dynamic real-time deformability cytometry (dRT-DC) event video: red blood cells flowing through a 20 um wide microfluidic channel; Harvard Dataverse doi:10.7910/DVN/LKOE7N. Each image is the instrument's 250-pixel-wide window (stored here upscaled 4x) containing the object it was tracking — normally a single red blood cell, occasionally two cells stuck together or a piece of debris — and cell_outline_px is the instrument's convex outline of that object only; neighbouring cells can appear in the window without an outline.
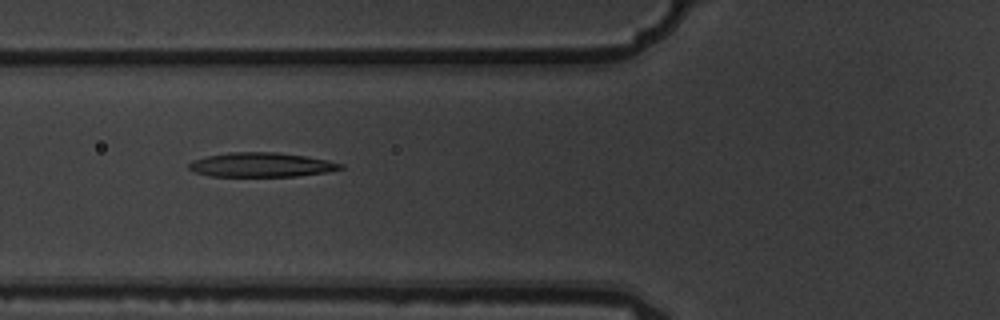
{"species": "common noctule bat (a hibernating species)", "species_latin": "Nyctalus noctula", "temperature_condition": "warm", "stored_images_in_passage": 5, "camera_frame_rate_fps": 3000, "um_per_image_px": 0.085, "animal": {"sex": "male", "body_mass_g": 19.5, "forearm_length_mm": 54.6}, "frame": {"image": 1, "passage_image": 2, "time_ms": 0.333, "image_size_px": [1000, 320], "cell_outline_px": [[344, 168], [328, 172], [296, 176], [208, 176], [196, 172], [188, 168], [188, 164], [192, 160], [208, 156], [228, 152], [276, 152], [308, 156], [328, 160], [344, 164]], "centroid_in_image_um": [22.24, 14.0], "position_along_channel_um": 103.6, "area_um2": 21.62}}
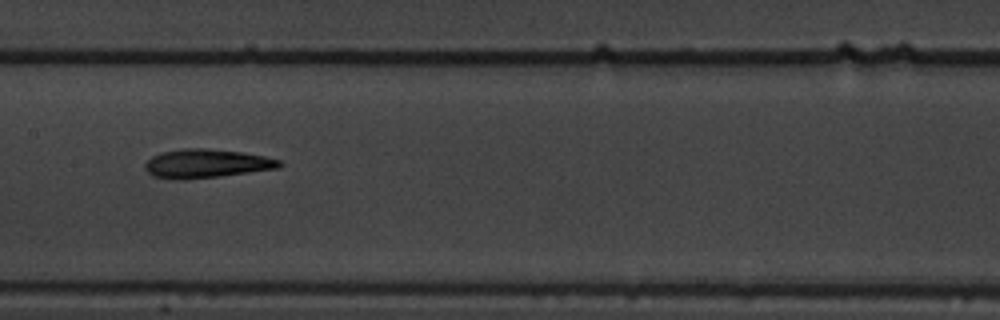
{"frame": {"image": 2, "passage_image": 4, "time_ms": 1.0, "image_size_px": [1000, 320], "cell_outline_px": [[284, 164], [280, 168], [220, 176], [184, 180], [176, 180], [152, 176], [144, 168], [144, 164], [152, 156], [160, 152], [184, 148], [208, 148], [240, 152], [264, 156], [280, 160]], "centroid_in_image_um": [17.52, 13.9], "position_along_channel_um": 189.9, "area_um2": 22.72}}
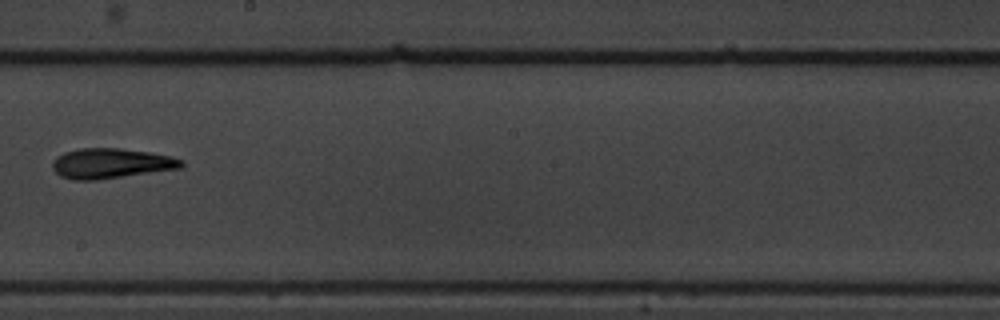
{"frame": {"image": 3, "passage_image": 5, "time_ms": 1.333, "image_size_px": [1000, 320], "cell_outline_px": [[184, 164], [180, 168], [96, 180], [72, 180], [60, 176], [52, 168], [52, 160], [56, 156], [64, 152], [80, 148], [120, 148], [148, 152], [172, 156], [184, 160]], "centroid_in_image_um": [9.4, 13.88], "position_along_channel_um": 238.8, "area_um2": 22.66}}